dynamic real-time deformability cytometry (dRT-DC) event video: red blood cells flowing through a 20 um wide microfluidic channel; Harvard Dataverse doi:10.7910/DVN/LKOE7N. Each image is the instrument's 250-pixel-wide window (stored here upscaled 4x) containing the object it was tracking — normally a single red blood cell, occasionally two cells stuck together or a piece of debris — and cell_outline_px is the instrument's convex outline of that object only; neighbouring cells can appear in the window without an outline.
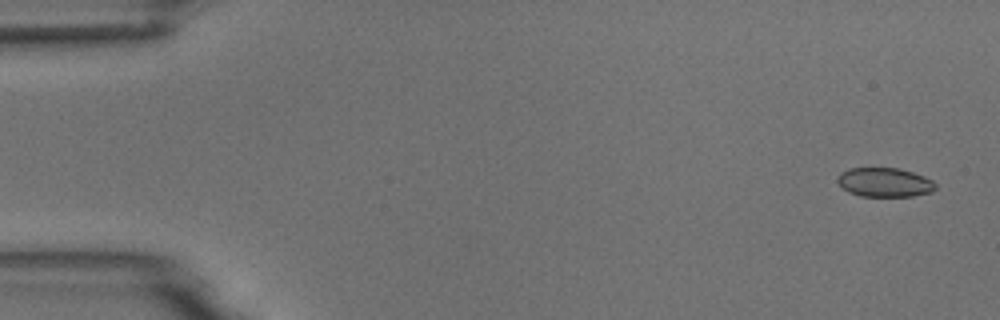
{"species": "common noctule bat (a hibernating species)", "species_latin": "Nyctalus noctula", "temperature_condition": "room temperature", "stored_images_in_passage": 5, "camera_frame_rate_fps": 3000, "um_per_image_px": 0.085, "animal": {"sex": "male", "body_mass_g": 18.8}, "frame": {"image": 1, "passage_image": 1, "time_ms": 0.0, "image_size_px": [1000, 320], "cell_outline_px": [[936, 188], [932, 192], [912, 196], [860, 196], [848, 192], [836, 180], [836, 176], [840, 172], [848, 168], [900, 168], [924, 176], [932, 180], [936, 184]], "centroid_in_image_um": [75.18, 15.49], "position_along_channel_um": 9.8, "area_um2": 16.76}}
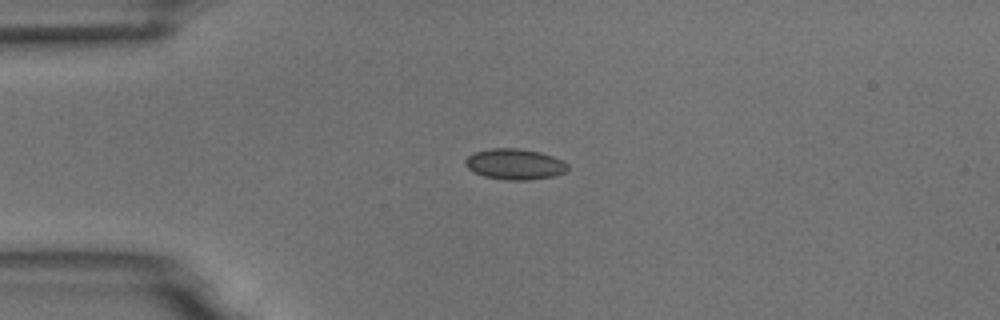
{"frame": {"image": 2, "passage_image": 4, "time_ms": 3.667, "image_size_px": [1000, 320], "cell_outline_px": [[568, 168], [564, 172], [552, 176], [528, 180], [504, 180], [484, 176], [472, 172], [464, 164], [464, 160], [468, 156], [476, 152], [492, 148], [520, 148], [540, 152], [552, 156], [568, 164]], "centroid_in_image_um": [43.72, 13.95], "position_along_channel_um": 41.3, "area_um2": 18.32}}